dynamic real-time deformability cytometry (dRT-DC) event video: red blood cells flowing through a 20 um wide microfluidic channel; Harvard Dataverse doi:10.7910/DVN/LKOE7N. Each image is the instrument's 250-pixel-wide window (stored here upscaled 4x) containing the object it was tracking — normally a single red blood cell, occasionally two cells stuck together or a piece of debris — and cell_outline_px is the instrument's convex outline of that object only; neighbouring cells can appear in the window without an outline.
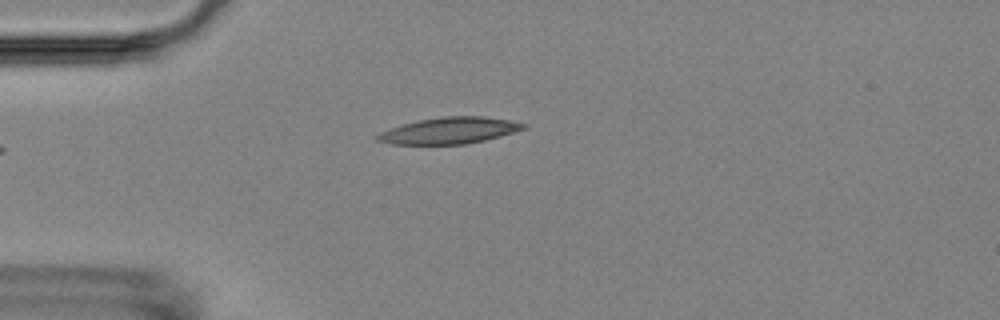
{"species": "Egyptian fruit bat (a non-hibernating species)", "species_latin": "Rousettus aegyptiacus", "temperature_condition": "room temperature", "stored_images_in_passage": 3, "camera_frame_rate_fps": 3000, "um_per_image_px": 0.085, "animal": {"sex": "female"}, "frame": {"image": 1, "passage_image": 3, "time_ms": 2.333, "image_size_px": [1000, 320], "cell_outline_px": [[528, 128], [500, 136], [484, 140], [464, 144], [392, 144], [376, 140], [376, 136], [380, 132], [416, 120], [440, 116], [484, 116], [508, 120], [528, 124]], "centroid_in_image_um": [38.23, 11.09], "position_along_channel_um": 46.8, "area_um2": 22.43}}